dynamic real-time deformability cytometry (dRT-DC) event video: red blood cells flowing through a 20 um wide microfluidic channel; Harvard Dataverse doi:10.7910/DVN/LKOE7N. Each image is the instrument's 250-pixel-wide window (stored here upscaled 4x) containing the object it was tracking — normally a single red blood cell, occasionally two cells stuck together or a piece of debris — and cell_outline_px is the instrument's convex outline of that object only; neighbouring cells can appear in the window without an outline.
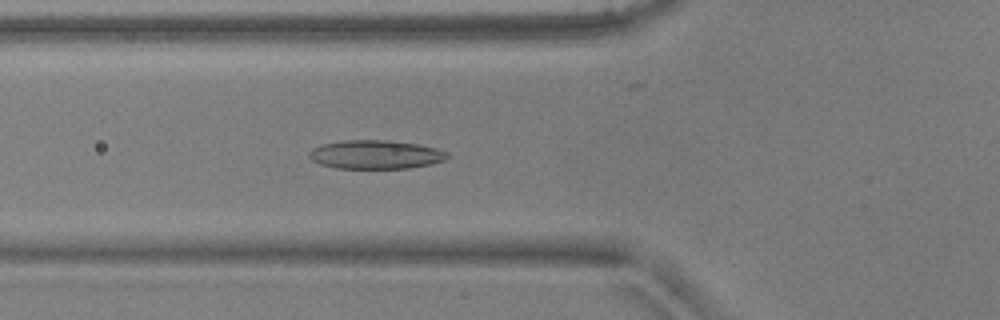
{"species": "common noctule bat (a hibernating species)", "species_latin": "Nyctalus noctula", "temperature_condition": "warm", "stored_images_in_passage": 34, "camera_frame_rate_fps": 3000, "um_per_image_px": 0.085, "animal": {"sex": "male", "body_mass_g": 17.9, "forearm_length_mm": 54.2}, "frame": {"image": 1, "passage_image": 8, "time_ms": 2.333, "image_size_px": [1000, 320], "cell_outline_px": [[448, 156], [444, 160], [428, 164], [408, 168], [336, 168], [320, 164], [312, 160], [308, 156], [308, 152], [312, 148], [324, 144], [344, 140], [388, 140], [416, 144], [436, 148], [448, 152]], "centroid_in_image_um": [31.89, 13.13], "position_along_channel_um": 93.9, "area_um2": 22.95}}
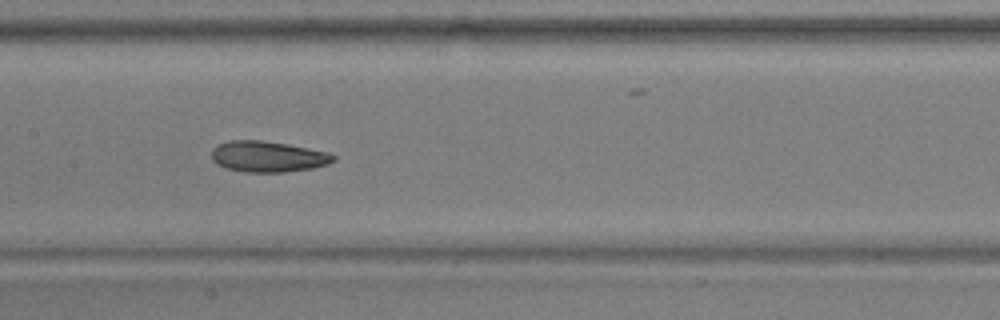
{"frame": {"image": 2, "passage_image": 15, "time_ms": 4.667, "image_size_px": [1000, 320], "cell_outline_px": [[336, 160], [328, 164], [312, 168], [284, 172], [244, 172], [224, 168], [216, 164], [212, 160], [212, 148], [220, 144], [232, 140], [260, 140], [284, 144], [328, 152], [336, 156]], "centroid_in_image_um": [22.75, 13.32], "position_along_channel_um": 184.6, "area_um2": 21.85}}
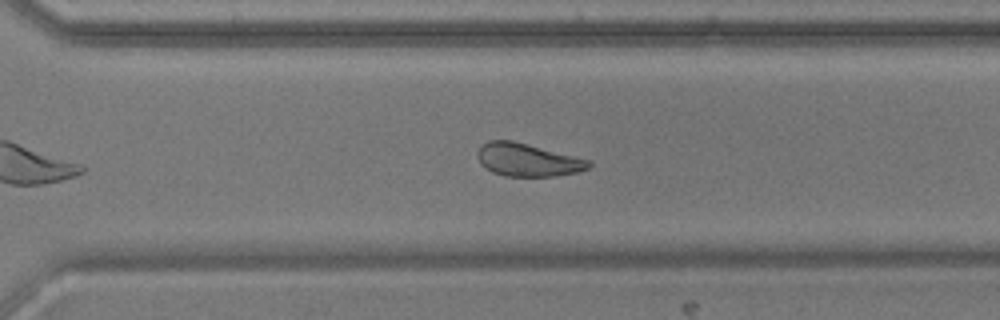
{"frame": {"image": 3, "passage_image": 26, "time_ms": 8.333, "image_size_px": [1000, 320], "cell_outline_px": [[592, 164], [588, 168], [576, 172], [556, 176], [504, 176], [492, 172], [480, 164], [476, 156], [476, 152], [488, 140], [512, 140], [592, 160]], "centroid_in_image_um": [44.84, 13.59], "position_along_channel_um": 325.8, "area_um2": 21.44}, "authors_computed_cell_mechanics": {"area_um2": 22.0218, "velocity_mm_per_s": 3.8581, "shape_relaxation_time_tau1_ms": 6.2505, "shape_relaxation_time_tau2_ms": 2.2789, "deformation_change_tau1": 0.1605, "deformation_change_tau2": 0.0933}}